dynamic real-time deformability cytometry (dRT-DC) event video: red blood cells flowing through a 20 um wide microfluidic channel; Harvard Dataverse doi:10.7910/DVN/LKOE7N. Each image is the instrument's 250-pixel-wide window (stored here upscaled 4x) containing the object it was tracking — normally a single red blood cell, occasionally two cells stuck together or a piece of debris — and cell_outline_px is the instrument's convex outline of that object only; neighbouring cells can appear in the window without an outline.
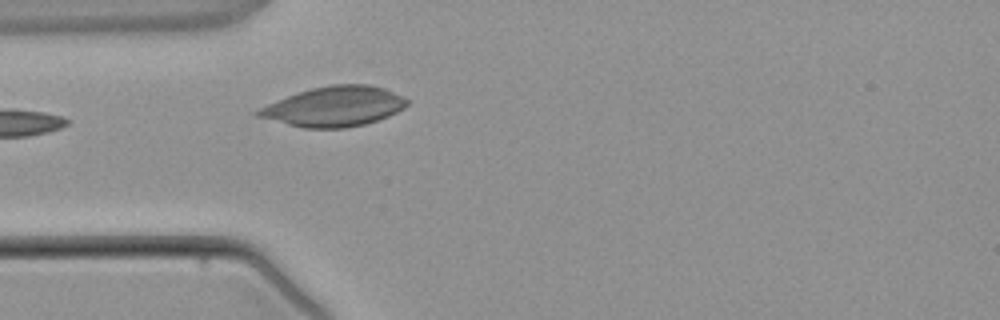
{"species": "common noctule bat (a hibernating species)", "species_latin": "Nyctalus noctula", "temperature_condition": "warm", "stored_images_in_passage": 1, "camera_frame_rate_fps": 3000, "um_per_image_px": 0.085, "animal": {"sex": "male", "body_mass_g": 21.5, "forearm_length_mm": 52.0}, "frame": {"image": 1, "passage_image": 1, "time_ms": 0.0, "image_size_px": [1000, 320], "cell_outline_px": [[408, 104], [404, 108], [388, 116], [364, 124], [344, 128], [304, 128], [256, 116], [252, 112], [268, 104], [296, 92], [312, 88], [332, 84], [372, 84], [384, 88], [404, 96], [408, 100]], "centroid_in_image_um": [28.42, 9.04], "position_along_channel_um": 56.6, "area_um2": 34.62}}